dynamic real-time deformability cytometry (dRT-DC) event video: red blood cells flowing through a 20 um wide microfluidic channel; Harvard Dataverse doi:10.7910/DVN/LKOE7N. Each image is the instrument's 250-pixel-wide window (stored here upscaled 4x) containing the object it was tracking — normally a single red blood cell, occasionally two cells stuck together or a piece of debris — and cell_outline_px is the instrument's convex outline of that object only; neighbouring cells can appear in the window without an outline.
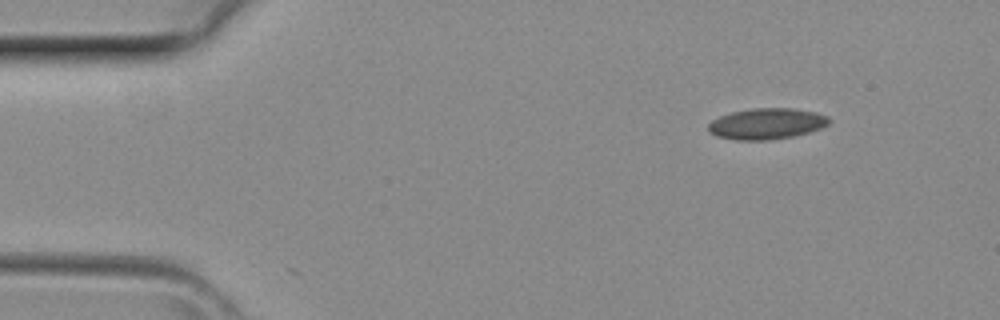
{"species": "common noctule bat (a hibernating species)", "species_latin": "Nyctalus noctula", "temperature_condition": "room temperature", "stored_images_in_passage": 4, "segment_of_instrument_passage": [2, 2], "camera_frame_rate_fps": 3000, "um_per_image_px": 0.085, "animal": {"sex": "female", "body_mass_g": 29.2, "forearm_length_mm": 56.3}, "frame": {"image": 1, "passage_image": 4, "time_ms": 1.0, "image_size_px": [1000, 320], "cell_outline_px": [[832, 120], [828, 124], [820, 128], [796, 136], [768, 140], [736, 140], [716, 136], [708, 132], [708, 124], [712, 120], [720, 116], [732, 112], [752, 108], [792, 108], [816, 112], [828, 116]], "centroid_in_image_um": [65.17, 10.52], "position_along_channel_um": 19.8, "area_um2": 21.96}}